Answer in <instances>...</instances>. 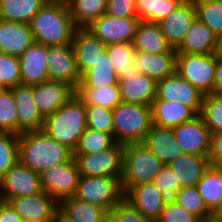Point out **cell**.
<instances>
[{
    "mask_svg": "<svg viewBox=\"0 0 222 222\" xmlns=\"http://www.w3.org/2000/svg\"><path fill=\"white\" fill-rule=\"evenodd\" d=\"M76 28H86L105 14L107 0H65Z\"/></svg>",
    "mask_w": 222,
    "mask_h": 222,
    "instance_id": "cell-32",
    "label": "cell"
},
{
    "mask_svg": "<svg viewBox=\"0 0 222 222\" xmlns=\"http://www.w3.org/2000/svg\"><path fill=\"white\" fill-rule=\"evenodd\" d=\"M197 18L219 39L222 37V0H193Z\"/></svg>",
    "mask_w": 222,
    "mask_h": 222,
    "instance_id": "cell-38",
    "label": "cell"
},
{
    "mask_svg": "<svg viewBox=\"0 0 222 222\" xmlns=\"http://www.w3.org/2000/svg\"><path fill=\"white\" fill-rule=\"evenodd\" d=\"M156 222H201L194 214L181 207L172 199H167Z\"/></svg>",
    "mask_w": 222,
    "mask_h": 222,
    "instance_id": "cell-46",
    "label": "cell"
},
{
    "mask_svg": "<svg viewBox=\"0 0 222 222\" xmlns=\"http://www.w3.org/2000/svg\"><path fill=\"white\" fill-rule=\"evenodd\" d=\"M218 54L222 55V37L219 39V49H218Z\"/></svg>",
    "mask_w": 222,
    "mask_h": 222,
    "instance_id": "cell-55",
    "label": "cell"
},
{
    "mask_svg": "<svg viewBox=\"0 0 222 222\" xmlns=\"http://www.w3.org/2000/svg\"><path fill=\"white\" fill-rule=\"evenodd\" d=\"M120 100L123 103L151 106L156 97L157 82L136 70L135 62L119 75Z\"/></svg>",
    "mask_w": 222,
    "mask_h": 222,
    "instance_id": "cell-10",
    "label": "cell"
},
{
    "mask_svg": "<svg viewBox=\"0 0 222 222\" xmlns=\"http://www.w3.org/2000/svg\"><path fill=\"white\" fill-rule=\"evenodd\" d=\"M210 222H222V198L216 209L211 213Z\"/></svg>",
    "mask_w": 222,
    "mask_h": 222,
    "instance_id": "cell-53",
    "label": "cell"
},
{
    "mask_svg": "<svg viewBox=\"0 0 222 222\" xmlns=\"http://www.w3.org/2000/svg\"><path fill=\"white\" fill-rule=\"evenodd\" d=\"M195 187L212 213L222 198V170L209 165Z\"/></svg>",
    "mask_w": 222,
    "mask_h": 222,
    "instance_id": "cell-34",
    "label": "cell"
},
{
    "mask_svg": "<svg viewBox=\"0 0 222 222\" xmlns=\"http://www.w3.org/2000/svg\"><path fill=\"white\" fill-rule=\"evenodd\" d=\"M209 165L222 170V132L211 135Z\"/></svg>",
    "mask_w": 222,
    "mask_h": 222,
    "instance_id": "cell-50",
    "label": "cell"
},
{
    "mask_svg": "<svg viewBox=\"0 0 222 222\" xmlns=\"http://www.w3.org/2000/svg\"><path fill=\"white\" fill-rule=\"evenodd\" d=\"M0 222L24 221L6 202L0 201Z\"/></svg>",
    "mask_w": 222,
    "mask_h": 222,
    "instance_id": "cell-51",
    "label": "cell"
},
{
    "mask_svg": "<svg viewBox=\"0 0 222 222\" xmlns=\"http://www.w3.org/2000/svg\"><path fill=\"white\" fill-rule=\"evenodd\" d=\"M124 145L115 143L112 147L94 154H73L80 176L122 177Z\"/></svg>",
    "mask_w": 222,
    "mask_h": 222,
    "instance_id": "cell-8",
    "label": "cell"
},
{
    "mask_svg": "<svg viewBox=\"0 0 222 222\" xmlns=\"http://www.w3.org/2000/svg\"><path fill=\"white\" fill-rule=\"evenodd\" d=\"M47 56L48 79L65 82L77 90L81 75L72 44L47 46Z\"/></svg>",
    "mask_w": 222,
    "mask_h": 222,
    "instance_id": "cell-12",
    "label": "cell"
},
{
    "mask_svg": "<svg viewBox=\"0 0 222 222\" xmlns=\"http://www.w3.org/2000/svg\"><path fill=\"white\" fill-rule=\"evenodd\" d=\"M19 135L0 132V180L18 161Z\"/></svg>",
    "mask_w": 222,
    "mask_h": 222,
    "instance_id": "cell-42",
    "label": "cell"
},
{
    "mask_svg": "<svg viewBox=\"0 0 222 222\" xmlns=\"http://www.w3.org/2000/svg\"><path fill=\"white\" fill-rule=\"evenodd\" d=\"M48 0H0V19L29 24Z\"/></svg>",
    "mask_w": 222,
    "mask_h": 222,
    "instance_id": "cell-33",
    "label": "cell"
},
{
    "mask_svg": "<svg viewBox=\"0 0 222 222\" xmlns=\"http://www.w3.org/2000/svg\"><path fill=\"white\" fill-rule=\"evenodd\" d=\"M76 90L69 84L47 80L33 86V101L40 114L45 118L68 102Z\"/></svg>",
    "mask_w": 222,
    "mask_h": 222,
    "instance_id": "cell-18",
    "label": "cell"
},
{
    "mask_svg": "<svg viewBox=\"0 0 222 222\" xmlns=\"http://www.w3.org/2000/svg\"><path fill=\"white\" fill-rule=\"evenodd\" d=\"M87 128L113 135L112 110L97 106L85 105Z\"/></svg>",
    "mask_w": 222,
    "mask_h": 222,
    "instance_id": "cell-43",
    "label": "cell"
},
{
    "mask_svg": "<svg viewBox=\"0 0 222 222\" xmlns=\"http://www.w3.org/2000/svg\"><path fill=\"white\" fill-rule=\"evenodd\" d=\"M118 82L119 76L104 51L93 66L81 75L78 88H101L118 85Z\"/></svg>",
    "mask_w": 222,
    "mask_h": 222,
    "instance_id": "cell-30",
    "label": "cell"
},
{
    "mask_svg": "<svg viewBox=\"0 0 222 222\" xmlns=\"http://www.w3.org/2000/svg\"><path fill=\"white\" fill-rule=\"evenodd\" d=\"M172 200L194 214L201 222H210L211 212L195 186L181 187Z\"/></svg>",
    "mask_w": 222,
    "mask_h": 222,
    "instance_id": "cell-37",
    "label": "cell"
},
{
    "mask_svg": "<svg viewBox=\"0 0 222 222\" xmlns=\"http://www.w3.org/2000/svg\"><path fill=\"white\" fill-rule=\"evenodd\" d=\"M112 121L116 143H140L153 125L151 107L120 102L112 109Z\"/></svg>",
    "mask_w": 222,
    "mask_h": 222,
    "instance_id": "cell-4",
    "label": "cell"
},
{
    "mask_svg": "<svg viewBox=\"0 0 222 222\" xmlns=\"http://www.w3.org/2000/svg\"><path fill=\"white\" fill-rule=\"evenodd\" d=\"M172 130L176 142L184 153L209 156L211 134L200 115L172 128Z\"/></svg>",
    "mask_w": 222,
    "mask_h": 222,
    "instance_id": "cell-16",
    "label": "cell"
},
{
    "mask_svg": "<svg viewBox=\"0 0 222 222\" xmlns=\"http://www.w3.org/2000/svg\"><path fill=\"white\" fill-rule=\"evenodd\" d=\"M76 94L84 101L85 105H97L111 110L121 102L119 85L77 88Z\"/></svg>",
    "mask_w": 222,
    "mask_h": 222,
    "instance_id": "cell-36",
    "label": "cell"
},
{
    "mask_svg": "<svg viewBox=\"0 0 222 222\" xmlns=\"http://www.w3.org/2000/svg\"><path fill=\"white\" fill-rule=\"evenodd\" d=\"M105 44L87 28H76L72 38L78 72L82 75L105 51Z\"/></svg>",
    "mask_w": 222,
    "mask_h": 222,
    "instance_id": "cell-24",
    "label": "cell"
},
{
    "mask_svg": "<svg viewBox=\"0 0 222 222\" xmlns=\"http://www.w3.org/2000/svg\"><path fill=\"white\" fill-rule=\"evenodd\" d=\"M115 143L113 135L87 128L80 136L73 154H94L112 147Z\"/></svg>",
    "mask_w": 222,
    "mask_h": 222,
    "instance_id": "cell-40",
    "label": "cell"
},
{
    "mask_svg": "<svg viewBox=\"0 0 222 222\" xmlns=\"http://www.w3.org/2000/svg\"><path fill=\"white\" fill-rule=\"evenodd\" d=\"M0 132L18 135V116L11 89H0Z\"/></svg>",
    "mask_w": 222,
    "mask_h": 222,
    "instance_id": "cell-41",
    "label": "cell"
},
{
    "mask_svg": "<svg viewBox=\"0 0 222 222\" xmlns=\"http://www.w3.org/2000/svg\"><path fill=\"white\" fill-rule=\"evenodd\" d=\"M39 177L42 191L59 203L75 194L80 173L74 158H72L66 163L43 170L39 173Z\"/></svg>",
    "mask_w": 222,
    "mask_h": 222,
    "instance_id": "cell-9",
    "label": "cell"
},
{
    "mask_svg": "<svg viewBox=\"0 0 222 222\" xmlns=\"http://www.w3.org/2000/svg\"><path fill=\"white\" fill-rule=\"evenodd\" d=\"M10 89L18 116V135L23 132L42 130L44 117L33 101V86L19 84Z\"/></svg>",
    "mask_w": 222,
    "mask_h": 222,
    "instance_id": "cell-20",
    "label": "cell"
},
{
    "mask_svg": "<svg viewBox=\"0 0 222 222\" xmlns=\"http://www.w3.org/2000/svg\"><path fill=\"white\" fill-rule=\"evenodd\" d=\"M152 123L161 128H174L194 119L198 114L189 106L155 97L151 103Z\"/></svg>",
    "mask_w": 222,
    "mask_h": 222,
    "instance_id": "cell-26",
    "label": "cell"
},
{
    "mask_svg": "<svg viewBox=\"0 0 222 222\" xmlns=\"http://www.w3.org/2000/svg\"><path fill=\"white\" fill-rule=\"evenodd\" d=\"M132 46L135 51L151 54L172 53L175 50L167 43L159 25L147 21H139Z\"/></svg>",
    "mask_w": 222,
    "mask_h": 222,
    "instance_id": "cell-28",
    "label": "cell"
},
{
    "mask_svg": "<svg viewBox=\"0 0 222 222\" xmlns=\"http://www.w3.org/2000/svg\"><path fill=\"white\" fill-rule=\"evenodd\" d=\"M105 14L117 18L136 17V0H107Z\"/></svg>",
    "mask_w": 222,
    "mask_h": 222,
    "instance_id": "cell-49",
    "label": "cell"
},
{
    "mask_svg": "<svg viewBox=\"0 0 222 222\" xmlns=\"http://www.w3.org/2000/svg\"><path fill=\"white\" fill-rule=\"evenodd\" d=\"M139 21L137 17L117 18L103 14L86 28L105 45L132 43Z\"/></svg>",
    "mask_w": 222,
    "mask_h": 222,
    "instance_id": "cell-15",
    "label": "cell"
},
{
    "mask_svg": "<svg viewBox=\"0 0 222 222\" xmlns=\"http://www.w3.org/2000/svg\"><path fill=\"white\" fill-rule=\"evenodd\" d=\"M21 84L19 59L0 52V89Z\"/></svg>",
    "mask_w": 222,
    "mask_h": 222,
    "instance_id": "cell-45",
    "label": "cell"
},
{
    "mask_svg": "<svg viewBox=\"0 0 222 222\" xmlns=\"http://www.w3.org/2000/svg\"><path fill=\"white\" fill-rule=\"evenodd\" d=\"M86 129L85 103L77 94L54 113L46 116L42 128L48 136L72 151Z\"/></svg>",
    "mask_w": 222,
    "mask_h": 222,
    "instance_id": "cell-3",
    "label": "cell"
},
{
    "mask_svg": "<svg viewBox=\"0 0 222 222\" xmlns=\"http://www.w3.org/2000/svg\"><path fill=\"white\" fill-rule=\"evenodd\" d=\"M34 42L29 24L0 19L1 53L20 57Z\"/></svg>",
    "mask_w": 222,
    "mask_h": 222,
    "instance_id": "cell-23",
    "label": "cell"
},
{
    "mask_svg": "<svg viewBox=\"0 0 222 222\" xmlns=\"http://www.w3.org/2000/svg\"><path fill=\"white\" fill-rule=\"evenodd\" d=\"M142 143L164 165L169 164L184 153L175 140L172 128H161L152 125Z\"/></svg>",
    "mask_w": 222,
    "mask_h": 222,
    "instance_id": "cell-25",
    "label": "cell"
},
{
    "mask_svg": "<svg viewBox=\"0 0 222 222\" xmlns=\"http://www.w3.org/2000/svg\"><path fill=\"white\" fill-rule=\"evenodd\" d=\"M197 18L193 0H184L169 16L157 24L166 38L167 43L176 49L183 41L185 34Z\"/></svg>",
    "mask_w": 222,
    "mask_h": 222,
    "instance_id": "cell-19",
    "label": "cell"
},
{
    "mask_svg": "<svg viewBox=\"0 0 222 222\" xmlns=\"http://www.w3.org/2000/svg\"><path fill=\"white\" fill-rule=\"evenodd\" d=\"M163 165L142 142L124 145L120 180L123 194L135 185L152 182Z\"/></svg>",
    "mask_w": 222,
    "mask_h": 222,
    "instance_id": "cell-5",
    "label": "cell"
},
{
    "mask_svg": "<svg viewBox=\"0 0 222 222\" xmlns=\"http://www.w3.org/2000/svg\"><path fill=\"white\" fill-rule=\"evenodd\" d=\"M204 94L176 71L163 80L157 81L156 97L172 103L191 107L198 115L201 112Z\"/></svg>",
    "mask_w": 222,
    "mask_h": 222,
    "instance_id": "cell-13",
    "label": "cell"
},
{
    "mask_svg": "<svg viewBox=\"0 0 222 222\" xmlns=\"http://www.w3.org/2000/svg\"><path fill=\"white\" fill-rule=\"evenodd\" d=\"M152 182L167 199H172L181 188L180 182L176 180L174 172L168 165H163Z\"/></svg>",
    "mask_w": 222,
    "mask_h": 222,
    "instance_id": "cell-47",
    "label": "cell"
},
{
    "mask_svg": "<svg viewBox=\"0 0 222 222\" xmlns=\"http://www.w3.org/2000/svg\"><path fill=\"white\" fill-rule=\"evenodd\" d=\"M42 192L39 174L19 161L7 170L0 180V201Z\"/></svg>",
    "mask_w": 222,
    "mask_h": 222,
    "instance_id": "cell-11",
    "label": "cell"
},
{
    "mask_svg": "<svg viewBox=\"0 0 222 222\" xmlns=\"http://www.w3.org/2000/svg\"><path fill=\"white\" fill-rule=\"evenodd\" d=\"M6 203L24 222H53L59 203L46 192L8 199Z\"/></svg>",
    "mask_w": 222,
    "mask_h": 222,
    "instance_id": "cell-14",
    "label": "cell"
},
{
    "mask_svg": "<svg viewBox=\"0 0 222 222\" xmlns=\"http://www.w3.org/2000/svg\"><path fill=\"white\" fill-rule=\"evenodd\" d=\"M135 67L142 73L156 82L165 79L175 72L176 51L172 53L151 54L136 51L134 57Z\"/></svg>",
    "mask_w": 222,
    "mask_h": 222,
    "instance_id": "cell-27",
    "label": "cell"
},
{
    "mask_svg": "<svg viewBox=\"0 0 222 222\" xmlns=\"http://www.w3.org/2000/svg\"><path fill=\"white\" fill-rule=\"evenodd\" d=\"M219 38L198 18L185 34L176 53L209 55L218 53Z\"/></svg>",
    "mask_w": 222,
    "mask_h": 222,
    "instance_id": "cell-22",
    "label": "cell"
},
{
    "mask_svg": "<svg viewBox=\"0 0 222 222\" xmlns=\"http://www.w3.org/2000/svg\"><path fill=\"white\" fill-rule=\"evenodd\" d=\"M36 43L45 46L72 44L75 25L65 0H48L29 23Z\"/></svg>",
    "mask_w": 222,
    "mask_h": 222,
    "instance_id": "cell-1",
    "label": "cell"
},
{
    "mask_svg": "<svg viewBox=\"0 0 222 222\" xmlns=\"http://www.w3.org/2000/svg\"><path fill=\"white\" fill-rule=\"evenodd\" d=\"M19 162L36 173L52 166L66 163L73 158V151L57 142L43 130L19 134Z\"/></svg>",
    "mask_w": 222,
    "mask_h": 222,
    "instance_id": "cell-2",
    "label": "cell"
},
{
    "mask_svg": "<svg viewBox=\"0 0 222 222\" xmlns=\"http://www.w3.org/2000/svg\"><path fill=\"white\" fill-rule=\"evenodd\" d=\"M210 134L222 132V93H209L203 96L202 108L199 114Z\"/></svg>",
    "mask_w": 222,
    "mask_h": 222,
    "instance_id": "cell-39",
    "label": "cell"
},
{
    "mask_svg": "<svg viewBox=\"0 0 222 222\" xmlns=\"http://www.w3.org/2000/svg\"><path fill=\"white\" fill-rule=\"evenodd\" d=\"M175 174L181 187L196 186L209 166L208 157L183 153L167 164Z\"/></svg>",
    "mask_w": 222,
    "mask_h": 222,
    "instance_id": "cell-29",
    "label": "cell"
},
{
    "mask_svg": "<svg viewBox=\"0 0 222 222\" xmlns=\"http://www.w3.org/2000/svg\"><path fill=\"white\" fill-rule=\"evenodd\" d=\"M216 53L209 55L176 53L175 71L204 95L214 92Z\"/></svg>",
    "mask_w": 222,
    "mask_h": 222,
    "instance_id": "cell-7",
    "label": "cell"
},
{
    "mask_svg": "<svg viewBox=\"0 0 222 222\" xmlns=\"http://www.w3.org/2000/svg\"><path fill=\"white\" fill-rule=\"evenodd\" d=\"M47 46L34 42L20 57L21 84L35 86L48 79Z\"/></svg>",
    "mask_w": 222,
    "mask_h": 222,
    "instance_id": "cell-21",
    "label": "cell"
},
{
    "mask_svg": "<svg viewBox=\"0 0 222 222\" xmlns=\"http://www.w3.org/2000/svg\"><path fill=\"white\" fill-rule=\"evenodd\" d=\"M107 222H151L122 200L107 215Z\"/></svg>",
    "mask_w": 222,
    "mask_h": 222,
    "instance_id": "cell-48",
    "label": "cell"
},
{
    "mask_svg": "<svg viewBox=\"0 0 222 222\" xmlns=\"http://www.w3.org/2000/svg\"><path fill=\"white\" fill-rule=\"evenodd\" d=\"M59 209L74 222H107L108 211L105 208L73 197L61 200Z\"/></svg>",
    "mask_w": 222,
    "mask_h": 222,
    "instance_id": "cell-31",
    "label": "cell"
},
{
    "mask_svg": "<svg viewBox=\"0 0 222 222\" xmlns=\"http://www.w3.org/2000/svg\"><path fill=\"white\" fill-rule=\"evenodd\" d=\"M73 198L105 208L108 212L123 200L117 178L80 176Z\"/></svg>",
    "mask_w": 222,
    "mask_h": 222,
    "instance_id": "cell-6",
    "label": "cell"
},
{
    "mask_svg": "<svg viewBox=\"0 0 222 222\" xmlns=\"http://www.w3.org/2000/svg\"><path fill=\"white\" fill-rule=\"evenodd\" d=\"M184 0H136V17L140 21L158 23L169 16Z\"/></svg>",
    "mask_w": 222,
    "mask_h": 222,
    "instance_id": "cell-35",
    "label": "cell"
},
{
    "mask_svg": "<svg viewBox=\"0 0 222 222\" xmlns=\"http://www.w3.org/2000/svg\"><path fill=\"white\" fill-rule=\"evenodd\" d=\"M214 92L222 93V55L216 53V66L214 72Z\"/></svg>",
    "mask_w": 222,
    "mask_h": 222,
    "instance_id": "cell-52",
    "label": "cell"
},
{
    "mask_svg": "<svg viewBox=\"0 0 222 222\" xmlns=\"http://www.w3.org/2000/svg\"><path fill=\"white\" fill-rule=\"evenodd\" d=\"M123 200L143 217L156 222L167 201L153 182L135 185L123 194Z\"/></svg>",
    "mask_w": 222,
    "mask_h": 222,
    "instance_id": "cell-17",
    "label": "cell"
},
{
    "mask_svg": "<svg viewBox=\"0 0 222 222\" xmlns=\"http://www.w3.org/2000/svg\"><path fill=\"white\" fill-rule=\"evenodd\" d=\"M53 222H74L71 218L65 215L59 208L56 210Z\"/></svg>",
    "mask_w": 222,
    "mask_h": 222,
    "instance_id": "cell-54",
    "label": "cell"
},
{
    "mask_svg": "<svg viewBox=\"0 0 222 222\" xmlns=\"http://www.w3.org/2000/svg\"><path fill=\"white\" fill-rule=\"evenodd\" d=\"M105 51L110 58L113 68L118 76L130 63L134 62L136 51L132 43H113L105 46Z\"/></svg>",
    "mask_w": 222,
    "mask_h": 222,
    "instance_id": "cell-44",
    "label": "cell"
}]
</instances>
